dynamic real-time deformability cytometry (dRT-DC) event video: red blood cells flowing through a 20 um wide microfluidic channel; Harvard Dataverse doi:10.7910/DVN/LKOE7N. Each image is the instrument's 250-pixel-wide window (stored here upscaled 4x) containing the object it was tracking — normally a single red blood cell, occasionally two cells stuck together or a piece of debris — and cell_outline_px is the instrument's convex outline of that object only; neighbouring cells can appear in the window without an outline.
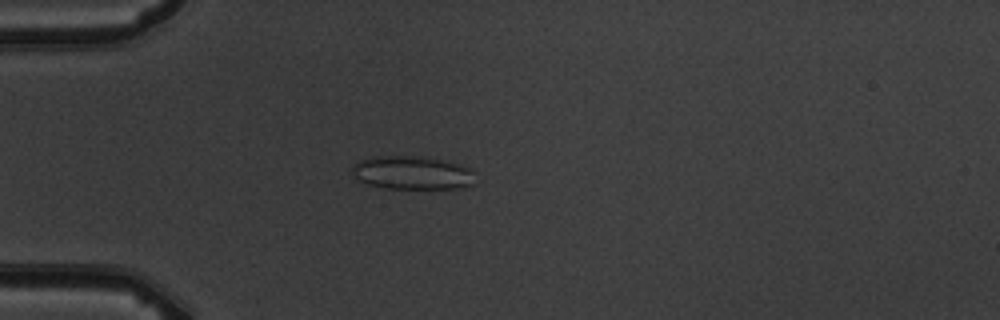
{"species": "common noctule bat (a hibernating species)", "species_latin": "Nyctalus noctula", "temperature_condition": "warm", "stored_images_in_passage": 5, "camera_frame_rate_fps": 3000, "um_per_image_px": 0.085, "animal": {"sex": "male", "body_mass_g": 19.5, "forearm_length_mm": 54.6}, "frame": {"image": 1, "passage_image": 3, "time_ms": 2.333, "image_size_px": [1000, 320], "cell_outline_px": [[472, 184], [464, 188], [384, 188], [368, 184], [360, 180], [352, 172], [352, 164], [360, 160], [372, 156], [420, 156], [444, 160], [472, 168]], "centroid_in_image_um": [35.02, 14.67], "position_along_channel_um": 50.0, "area_um2": 23.87}}
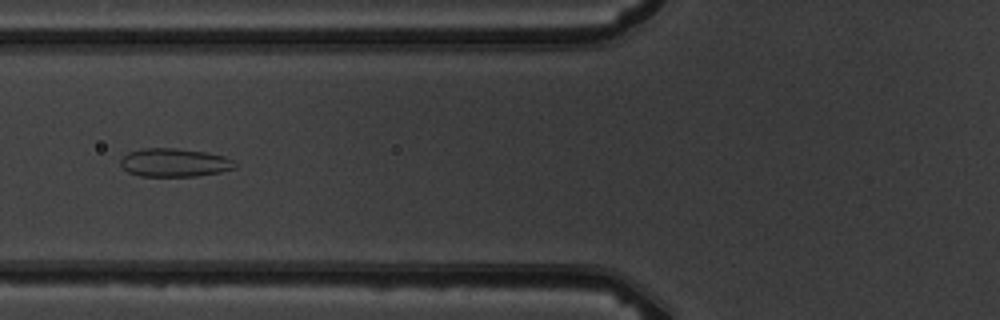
{"frame": {"image": 2, "passage_image": 5, "time_ms": 4.333, "image_size_px": [1000, 320], "cell_outline_px": [[236, 168], [220, 172], [196, 176], [140, 176], [128, 172], [120, 164], [120, 160], [128, 152], [144, 148], [176, 148], [204, 152], [224, 156], [232, 160], [236, 164]], "centroid_in_image_um": [14.82, 13.82], "position_along_channel_um": 111.0, "area_um2": 18.84}}